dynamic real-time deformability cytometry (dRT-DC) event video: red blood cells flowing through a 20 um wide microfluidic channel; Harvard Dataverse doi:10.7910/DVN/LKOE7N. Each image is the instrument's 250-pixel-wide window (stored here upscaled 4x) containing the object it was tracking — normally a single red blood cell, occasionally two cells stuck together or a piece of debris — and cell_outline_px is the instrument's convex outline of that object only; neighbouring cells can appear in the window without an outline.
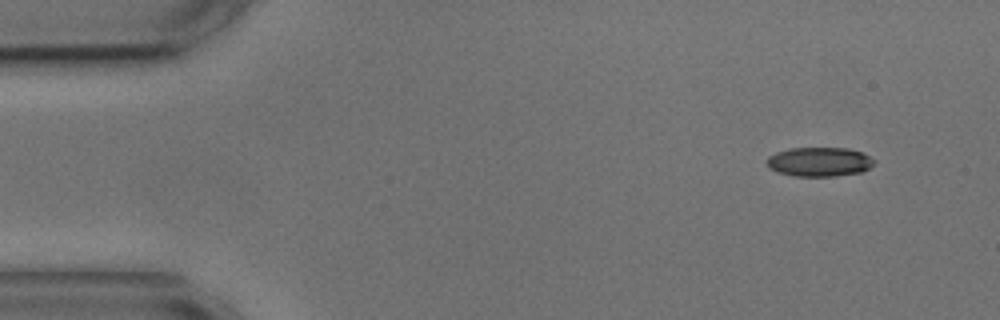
{"species": "common noctule bat (a hibernating species)", "species_latin": "Nyctalus noctula", "temperature_condition": "cold", "stored_images_in_passage": 4, "camera_frame_rate_fps": 3000, "um_per_image_px": 0.085, "animal": {"sex": "male", "body_mass_g": 17.9, "forearm_length_mm": 54.2}, "frame": {"image": 1, "passage_image": 1, "time_ms": 0.0, "image_size_px": [1000, 320], "cell_outline_px": [[876, 160], [868, 168], [860, 172], [836, 176], [796, 176], [776, 172], [768, 168], [768, 156], [776, 152], [792, 148], [848, 148], [860, 152]], "centroid_in_image_um": [69.62, 13.76], "position_along_channel_um": 15.4, "area_um2": 18.15}}